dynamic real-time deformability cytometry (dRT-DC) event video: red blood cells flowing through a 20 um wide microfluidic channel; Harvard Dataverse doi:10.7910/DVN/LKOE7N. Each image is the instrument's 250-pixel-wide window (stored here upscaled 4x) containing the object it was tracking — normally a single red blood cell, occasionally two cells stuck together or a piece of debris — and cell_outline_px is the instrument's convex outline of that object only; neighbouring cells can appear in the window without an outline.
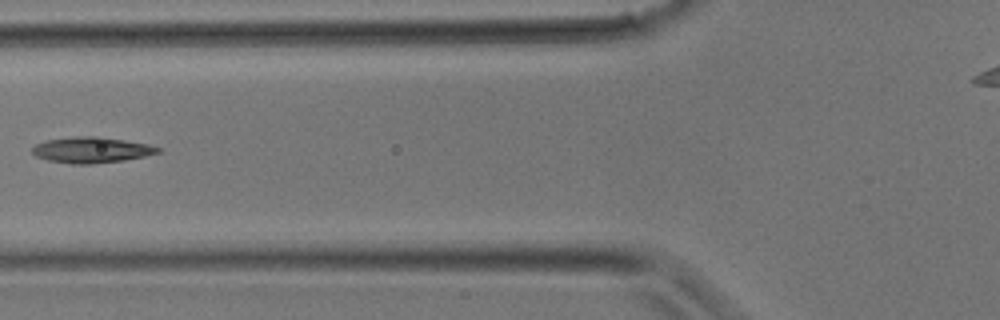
{"species": "common noctule bat (a hibernating species)", "species_latin": "Nyctalus noctula", "temperature_condition": "room temperature", "stored_images_in_passage": 2, "camera_frame_rate_fps": 3000, "um_per_image_px": 0.085, "animal": {"sex": "male", "body_mass_g": 17.9}, "frame": {"image": 1, "passage_image": 2, "time_ms": 0.333, "image_size_px": [1000, 320], "cell_outline_px": [[164, 148], [160, 152], [144, 156], [124, 160], [92, 164], [72, 164], [48, 160], [36, 156], [32, 152], [32, 148], [36, 144], [44, 140], [76, 136], [100, 136], [148, 144]], "centroid_in_image_um": [7.79, 12.74], "position_along_channel_um": 118.0, "area_um2": 19.02}}